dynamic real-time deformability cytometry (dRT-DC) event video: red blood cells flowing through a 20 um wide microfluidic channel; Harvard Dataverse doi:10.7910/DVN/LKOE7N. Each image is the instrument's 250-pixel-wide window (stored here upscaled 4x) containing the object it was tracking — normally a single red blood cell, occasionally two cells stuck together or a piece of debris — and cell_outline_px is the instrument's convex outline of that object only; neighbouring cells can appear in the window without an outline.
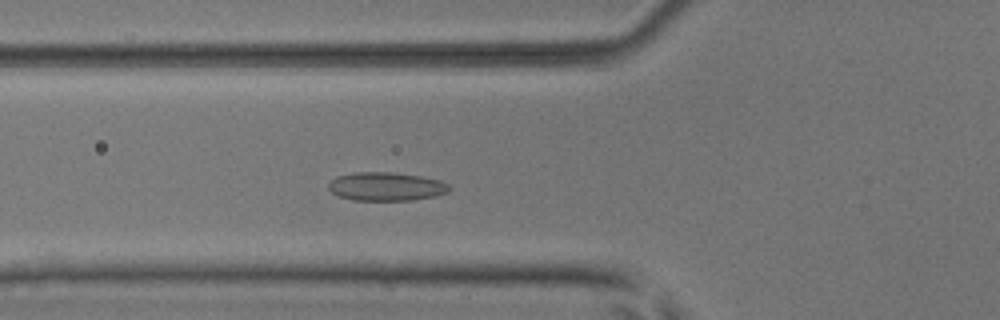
{"species": "common noctule bat (a hibernating species)", "species_latin": "Nyctalus noctula", "temperature_condition": "room temperature", "stored_images_in_passage": 37, "camera_frame_rate_fps": 3000, "um_per_image_px": 0.085, "animal": {"sex": "male", "body_mass_g": 17.9, "forearm_length_mm": 54.2}, "frame": {"image": 1, "passage_image": 5, "time_ms": 1.333, "image_size_px": [1000, 320], "cell_outline_px": [[448, 192], [432, 196], [412, 200], [352, 200], [336, 196], [328, 188], [328, 184], [336, 176], [352, 172], [392, 172], [420, 176], [440, 180], [448, 184]], "centroid_in_image_um": [32.76, 15.85], "position_along_channel_um": 93.0, "area_um2": 20.06}}
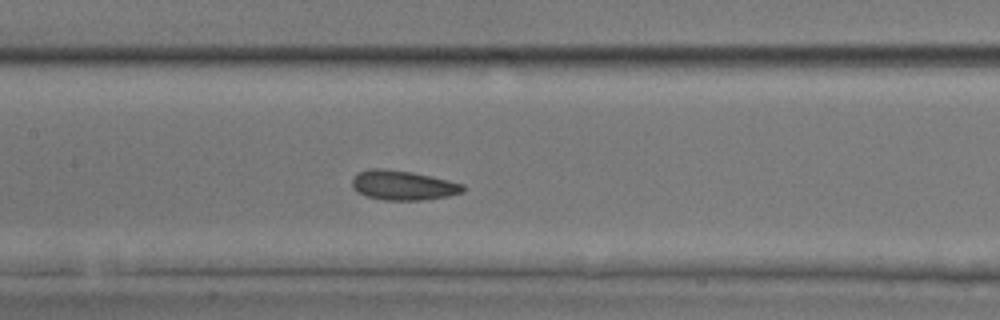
{"frame": {"image": 2, "passage_image": 11, "time_ms": 3.333, "image_size_px": [1000, 320], "cell_outline_px": [[464, 192], [448, 196], [420, 200], [384, 200], [368, 196], [356, 192], [352, 188], [352, 180], [360, 172], [368, 168], [384, 168], [412, 172], [432, 176], [464, 184]], "centroid_in_image_um": [34.26, 15.74], "position_along_channel_um": 173.1, "area_um2": 19.13}}
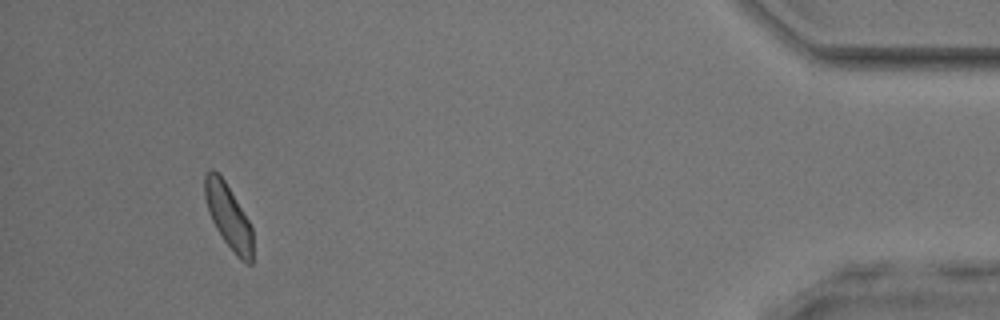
{"frame": {"image": 3, "passage_image": 34, "time_ms": 11.0, "image_size_px": [1000, 320], "cell_outline_px": [[252, 264], [248, 264], [240, 260], [236, 256], [224, 240], [216, 228], [208, 212], [204, 196], [204, 176], [212, 168], [224, 180], [248, 220], [252, 228]], "centroid_in_image_um": [19.4, 18.41], "position_along_channel_um": 415.8, "area_um2": 17.69}, "authors_computed_cell_mechanics": {"area_um2": 18.6116, "velocity_mm_per_s": 4.0111, "shape_relaxation_time_tau1_ms": 6.2644, "shape_relaxation_time_tau2_ms": 2.9879, "deformation_change_tau1": 0.0873, "deformation_change_tau2": 0.0777}}